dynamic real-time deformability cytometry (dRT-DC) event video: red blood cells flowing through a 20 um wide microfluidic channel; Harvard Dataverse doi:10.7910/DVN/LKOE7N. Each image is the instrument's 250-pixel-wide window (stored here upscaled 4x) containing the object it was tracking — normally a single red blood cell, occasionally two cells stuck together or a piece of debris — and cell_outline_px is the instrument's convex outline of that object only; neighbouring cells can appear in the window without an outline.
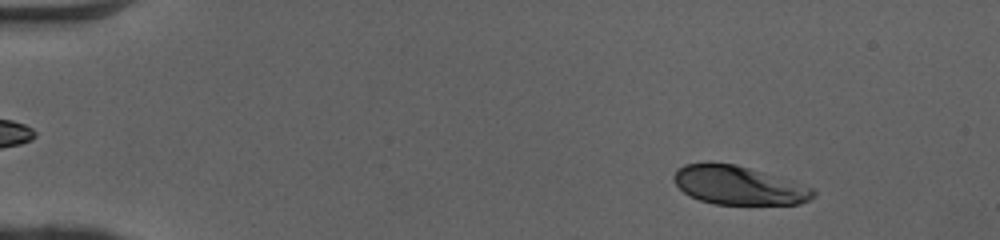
{"species": "human", "species_latin": "Homo sapiens", "temperature_condition": "cold", "stored_images_in_passage": 50, "camera_frame_rate_fps": 3000, "um_per_image_px": 0.085, "donor": {"sex": "female"}, "frame": {"image": 1, "passage_image": 6, "time_ms": 1.667, "image_size_px": [1000, 240], "cell_outline_px": [[816, 196], [800, 204], [716, 204], [700, 200], [688, 196], [676, 184], [672, 176], [676, 168], [684, 164], [708, 160], [736, 164], [792, 180], [812, 188], [816, 192]], "centroid_in_image_um": [62.74, 15.72], "position_along_channel_um": 22.3, "area_um2": 32.02}}
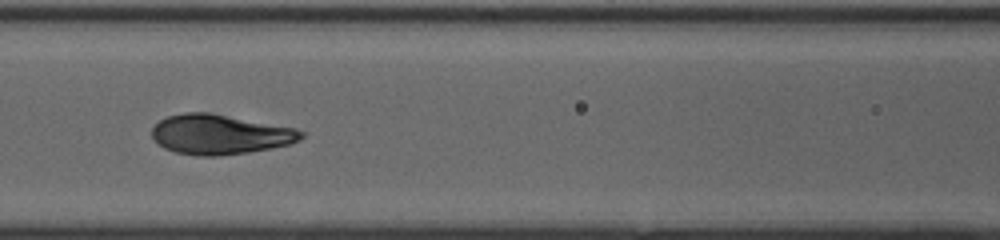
{"frame": {"image": 2, "passage_image": 23, "time_ms": 7.333, "image_size_px": [1000, 240], "cell_outline_px": [[304, 136], [300, 140], [292, 144], [272, 148], [248, 152], [220, 156], [196, 156], [176, 152], [164, 148], [152, 136], [152, 128], [160, 120], [168, 116], [184, 112], [208, 112], [296, 128], [304, 132]], "centroid_in_image_um": [18.72, 11.43], "position_along_channel_um": 147.9, "area_um2": 34.68}}
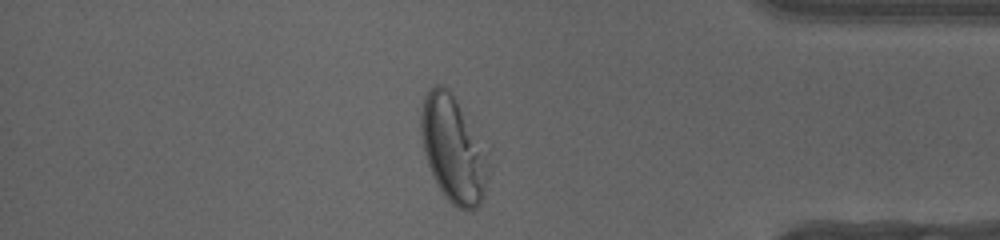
{"frame": {"image": 3, "passage_image": 43, "time_ms": 14.0, "image_size_px": [1000, 240], "cell_outline_px": [[484, 192], [480, 204], [476, 208], [456, 208], [444, 196], [428, 164], [424, 152], [420, 132], [420, 112], [424, 96], [436, 84], [440, 84], [448, 88], [456, 100], [484, 160]], "centroid_in_image_um": [38.37, 12.68], "position_along_channel_um": 396.8, "area_um2": 38.78}, "authors_computed_cell_mechanics": {"area_um2": 34.4777, "velocity_mm_per_s": 4.0773, "shape_relaxation_time_tau1_ms": 2.9718, "shape_relaxation_time_tau2_ms": null, "deformation_change_tau1": 0.1971, "deformation_change_tau2": null}}